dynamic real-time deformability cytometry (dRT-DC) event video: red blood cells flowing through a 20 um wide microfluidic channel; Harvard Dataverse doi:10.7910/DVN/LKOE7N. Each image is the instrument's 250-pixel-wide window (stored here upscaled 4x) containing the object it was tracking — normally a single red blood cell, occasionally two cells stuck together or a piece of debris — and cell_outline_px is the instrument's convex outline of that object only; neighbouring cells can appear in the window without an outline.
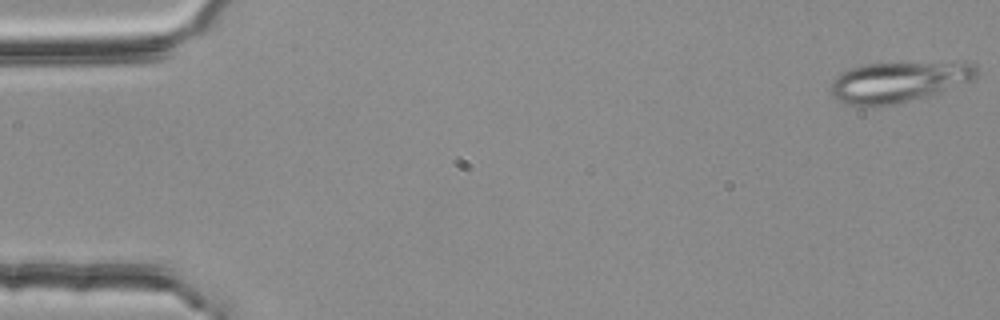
{"species": "common noctule bat (a hibernating species)", "species_latin": "Nyctalus noctula", "temperature_condition": "room temperature", "stored_images_in_passage": 54, "camera_frame_rate_fps": 3000, "um_per_image_px": 0.085, "animal": {"sex": "female", "body_mass_g": 25.1}, "frame": {"image": 1, "passage_image": 1, "time_ms": 0.0, "image_size_px": [1000, 320], "cell_outline_px": [[980, 72], [972, 80], [936, 92], [896, 104], [864, 108], [848, 104], [840, 100], [828, 88], [832, 80], [836, 76], [852, 68], [868, 64], [972, 64], [980, 68]], "centroid_in_image_um": [76.29, 7.0], "position_along_channel_um": 8.7, "area_um2": 33.35}}
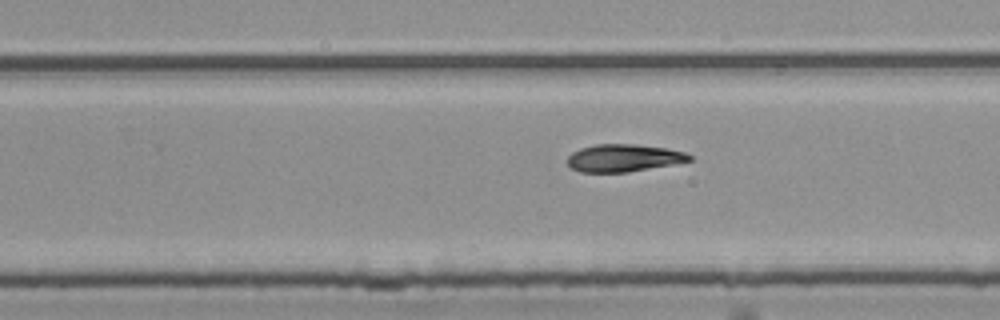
{"frame": {"image": 2, "passage_image": 34, "time_ms": 11.0, "image_size_px": [1000, 320], "cell_outline_px": [[692, 160], [672, 164], [628, 172], [580, 172], [572, 168], [568, 164], [568, 156], [572, 152], [580, 148], [596, 144], [636, 144], [668, 148], [684, 152], [692, 156]], "centroid_in_image_um": [53.0, 13.42], "position_along_channel_um": 276.8, "area_um2": 19.48}}
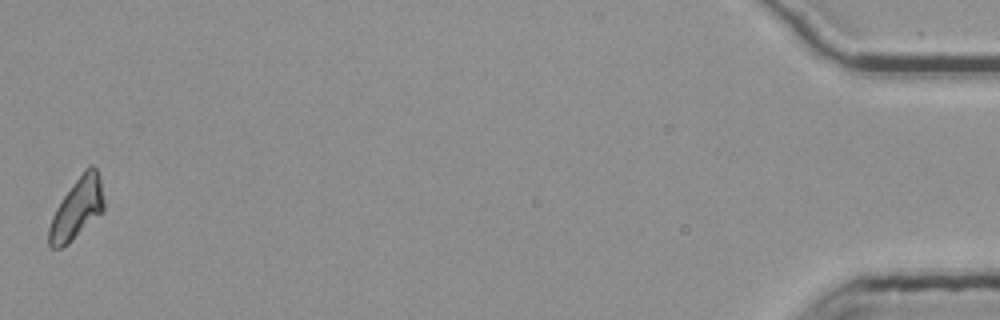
{"frame": {"image": 3, "passage_image": 54, "time_ms": 17.667, "image_size_px": [1000, 320], "cell_outline_px": [[104, 212], [68, 244], [60, 248], [52, 248], [48, 244], [48, 228], [52, 216], [56, 208], [72, 184], [84, 168], [88, 164], [92, 164], [96, 168], [100, 176], [104, 200]], "centroid_in_image_um": [6.56, 17.71], "position_along_channel_um": 428.6, "area_um2": 19.77}, "authors_computed_cell_mechanics": {"area_um2": 20.2011, "velocity_mm_per_s": 3.755, "shape_relaxation_time_tau1_ms": 9.9556, "shape_relaxation_time_tau2_ms": null, "deformation_change_tau1": 0.1933, "deformation_change_tau2": null}}